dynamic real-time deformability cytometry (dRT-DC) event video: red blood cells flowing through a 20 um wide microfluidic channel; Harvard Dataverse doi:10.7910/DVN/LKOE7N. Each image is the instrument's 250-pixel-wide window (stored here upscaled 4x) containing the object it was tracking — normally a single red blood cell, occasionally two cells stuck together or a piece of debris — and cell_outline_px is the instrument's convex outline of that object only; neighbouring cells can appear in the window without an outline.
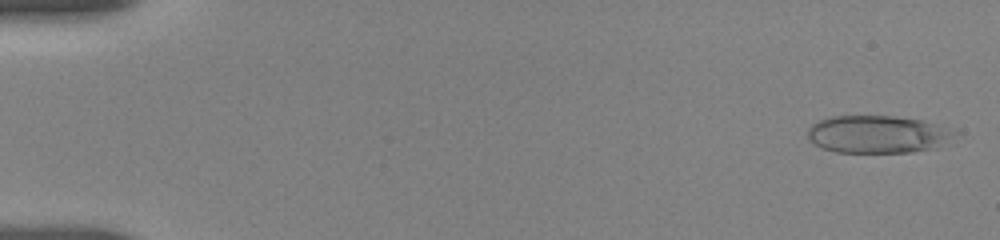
{"species": "human", "species_latin": "Homo sapiens", "temperature_condition": "room temperature", "stored_images_in_passage": 11, "camera_frame_rate_fps": 3000, "um_per_image_px": 0.085, "donor": {"sex": "female"}, "frame": {"image": 1, "passage_image": 1, "time_ms": 0.0, "image_size_px": [1000, 240], "cell_outline_px": [[960, 132], [936, 148], [912, 152], [836, 152], [824, 148], [816, 144], [808, 136], [808, 128], [816, 120], [828, 116], [892, 116], [924, 120]], "centroid_in_image_um": [74.61, 11.4], "position_along_channel_um": 10.4, "area_um2": 32.19}}
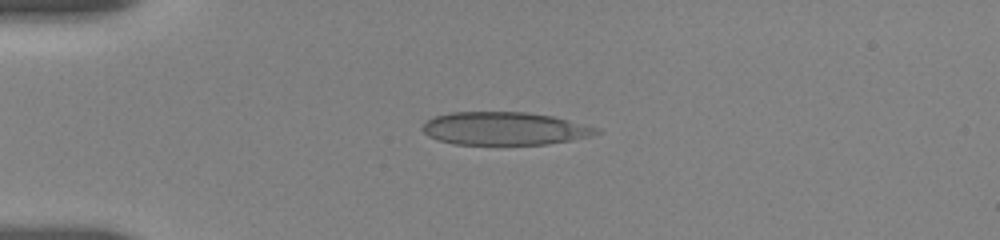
{"frame": {"image": 2, "passage_image": 8, "time_ms": 4.0, "image_size_px": [1000, 240], "cell_outline_px": [[600, 132], [592, 136], [572, 140], [548, 144], [452, 144], [436, 140], [428, 136], [420, 128], [428, 120], [436, 116], [452, 112], [528, 112], [552, 116], [600, 128]], "centroid_in_image_um": [42.88, 10.93], "position_along_channel_um": 42.1, "area_um2": 33.47}}
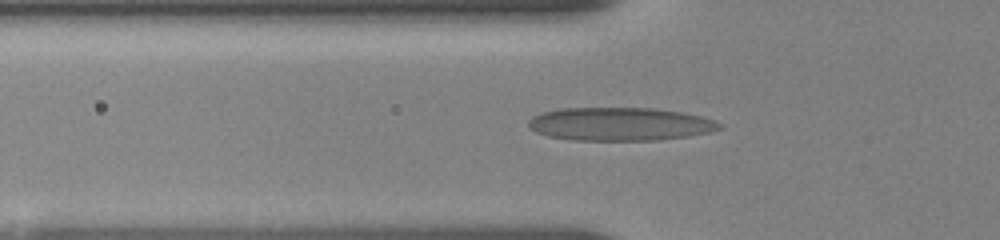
{"frame": {"image": 3, "passage_image": 11, "time_ms": 5.667, "image_size_px": [1000, 240], "cell_outline_px": [[724, 128], [712, 132], [688, 136], [656, 140], [576, 140], [548, 136], [536, 132], [528, 128], [528, 120], [532, 116], [544, 112], [564, 108], [656, 108], [684, 112], [716, 120], [724, 124]], "centroid_in_image_um": [52.76, 10.54], "position_along_channel_um": 73.0, "area_um2": 37.28}}